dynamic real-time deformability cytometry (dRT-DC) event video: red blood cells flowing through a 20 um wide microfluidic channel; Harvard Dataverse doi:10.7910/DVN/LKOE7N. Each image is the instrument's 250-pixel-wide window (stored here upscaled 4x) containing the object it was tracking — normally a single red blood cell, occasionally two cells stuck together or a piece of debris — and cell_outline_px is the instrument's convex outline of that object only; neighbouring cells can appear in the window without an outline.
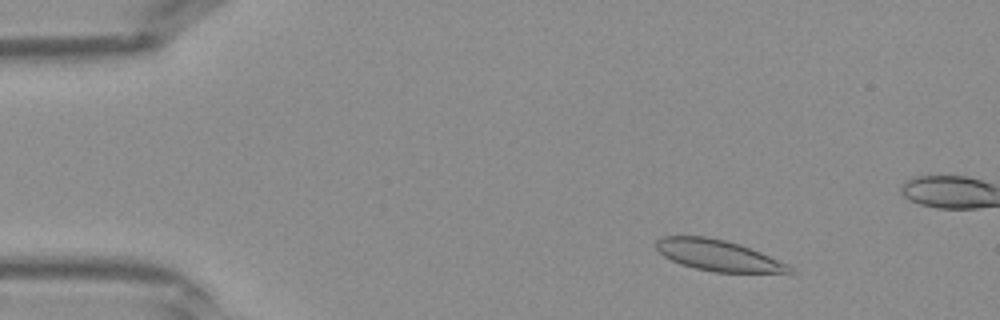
{"species": "Egyptian fruit bat (a non-hibernating species)", "species_latin": "Rousettus aegyptiacus", "temperature_condition": "warm", "stored_images_in_passage": 15, "camera_frame_rate_fps": 3000, "um_per_image_px": 0.085, "frame": {"image": 1, "passage_image": 5, "time_ms": 1.333, "image_size_px": [1000, 320], "cell_outline_px": [[796, 272], [716, 272], [696, 268], [680, 264], [664, 256], [656, 248], [656, 240], [664, 236], [708, 236], [740, 244], [760, 252], [788, 264]], "centroid_in_image_um": [61.02, 21.7], "position_along_channel_um": 24.0, "area_um2": 23.81}}
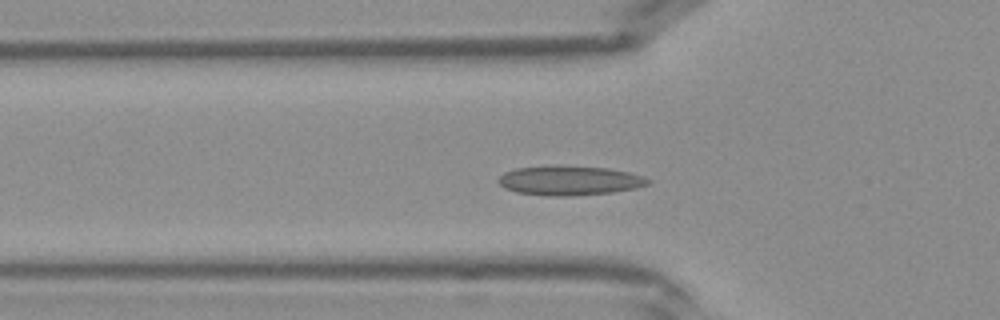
{"frame": {"image": 2, "passage_image": 13, "time_ms": 4.0, "image_size_px": [1000, 320], "cell_outline_px": [[652, 180], [648, 184], [636, 188], [612, 192], [572, 196], [548, 196], [516, 192], [504, 188], [496, 180], [504, 172], [516, 168], [560, 164], [608, 168], [628, 172], [644, 176]], "centroid_in_image_um": [48.39, 15.33], "position_along_channel_um": 77.4, "area_um2": 26.13}}
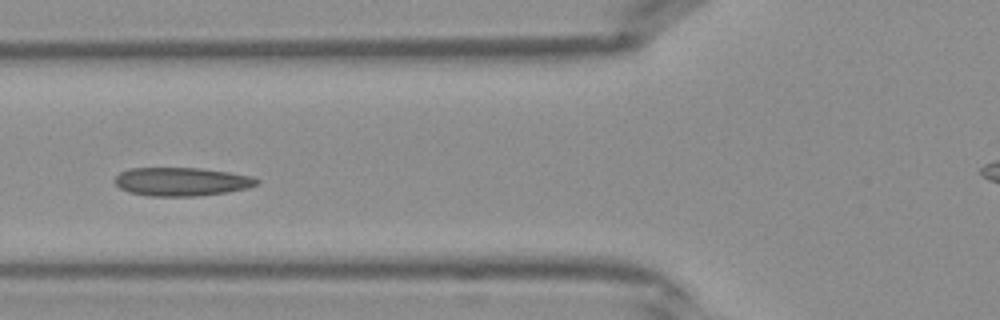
{"frame": {"image": 3, "passage_image": 15, "time_ms": 4.667, "image_size_px": [1000, 320], "cell_outline_px": [[260, 184], [248, 188], [228, 192], [196, 196], [148, 196], [128, 192], [120, 188], [112, 180], [120, 172], [128, 168], [200, 168], [228, 172], [248, 176], [260, 180]], "centroid_in_image_um": [15.4, 15.44], "position_along_channel_um": 110.4, "area_um2": 23.7}}